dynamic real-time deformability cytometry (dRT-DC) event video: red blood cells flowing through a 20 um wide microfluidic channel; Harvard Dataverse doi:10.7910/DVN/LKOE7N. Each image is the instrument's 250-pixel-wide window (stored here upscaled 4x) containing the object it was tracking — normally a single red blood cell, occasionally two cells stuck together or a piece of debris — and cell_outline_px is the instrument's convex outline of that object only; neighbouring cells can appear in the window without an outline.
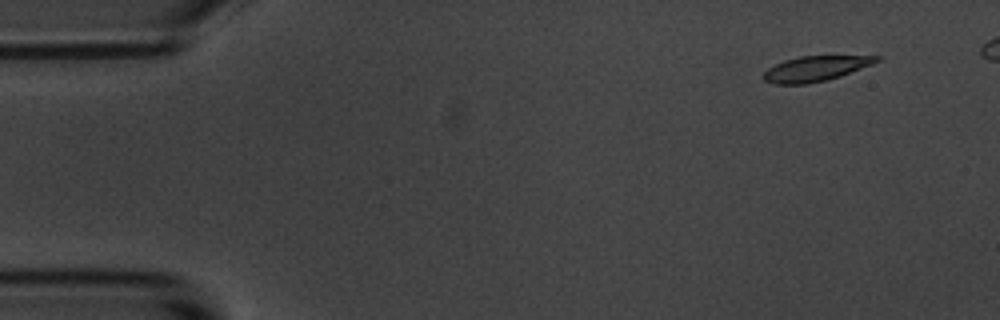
{"species": "common noctule bat (a hibernating species)", "species_latin": "Nyctalus noctula", "temperature_condition": "room temperature", "stored_images_in_passage": 14, "camera_frame_rate_fps": 3000, "um_per_image_px": 0.085, "animal": {"sex": "male", "body_mass_g": 20.1, "forearm_length_mm": 53.5}, "frame": {"image": 1, "passage_image": 5, "time_ms": 1.333, "image_size_px": [1000, 320], "cell_outline_px": [[884, 56], [880, 60], [872, 64], [840, 76], [828, 80], [808, 84], [776, 84], [764, 80], [764, 72], [768, 68], [784, 60], [800, 56]], "centroid_in_image_um": [69.32, 5.83], "position_along_channel_um": 15.7, "area_um2": 16.47}}